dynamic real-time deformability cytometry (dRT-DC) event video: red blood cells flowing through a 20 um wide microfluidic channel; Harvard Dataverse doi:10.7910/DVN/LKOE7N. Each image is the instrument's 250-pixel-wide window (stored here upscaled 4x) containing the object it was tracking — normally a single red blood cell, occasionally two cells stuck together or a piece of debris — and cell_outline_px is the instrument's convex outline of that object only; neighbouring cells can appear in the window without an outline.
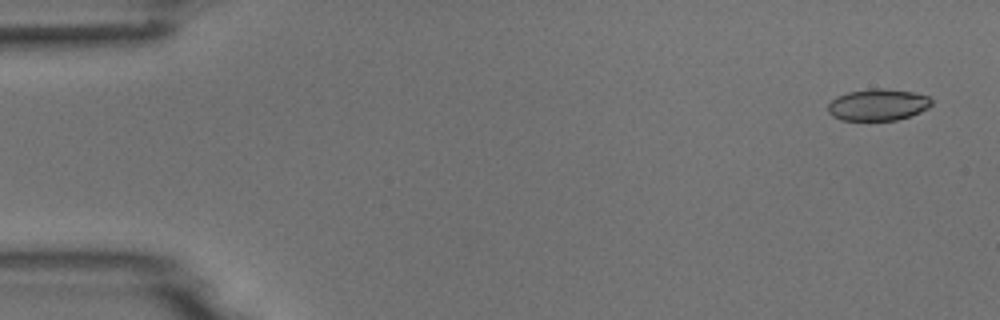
{"species": "common noctule bat (a hibernating species)", "species_latin": "Nyctalus noctula", "temperature_condition": "room temperature", "stored_images_in_passage": 6, "camera_frame_rate_fps": 3000, "um_per_image_px": 0.085, "animal": {"sex": "male", "body_mass_g": 18.8}, "frame": {"image": 1, "passage_image": 1, "time_ms": 0.0, "image_size_px": [1000, 320], "cell_outline_px": [[932, 104], [928, 108], [920, 112], [896, 120], [840, 120], [832, 116], [828, 112], [828, 104], [836, 96], [848, 92], [872, 88], [884, 88], [912, 92], [928, 96], [932, 100]], "centroid_in_image_um": [74.6, 8.9], "position_along_channel_um": 10.4, "area_um2": 19.13}}
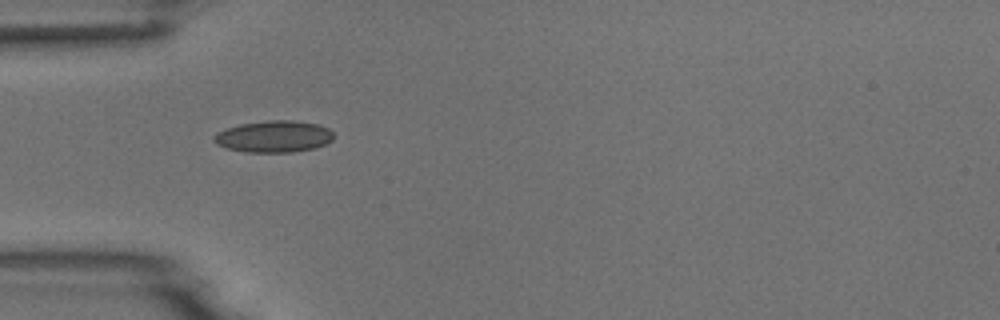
{"frame": {"image": 2, "passage_image": 5, "time_ms": 4.667, "image_size_px": [1000, 320], "cell_outline_px": [[332, 140], [316, 148], [292, 152], [244, 152], [228, 148], [216, 144], [212, 140], [212, 136], [216, 132], [224, 128], [240, 124], [268, 120], [292, 120], [316, 124], [328, 128], [332, 132]], "centroid_in_image_um": [23.22, 11.6], "position_along_channel_um": 61.8, "area_um2": 22.2}}